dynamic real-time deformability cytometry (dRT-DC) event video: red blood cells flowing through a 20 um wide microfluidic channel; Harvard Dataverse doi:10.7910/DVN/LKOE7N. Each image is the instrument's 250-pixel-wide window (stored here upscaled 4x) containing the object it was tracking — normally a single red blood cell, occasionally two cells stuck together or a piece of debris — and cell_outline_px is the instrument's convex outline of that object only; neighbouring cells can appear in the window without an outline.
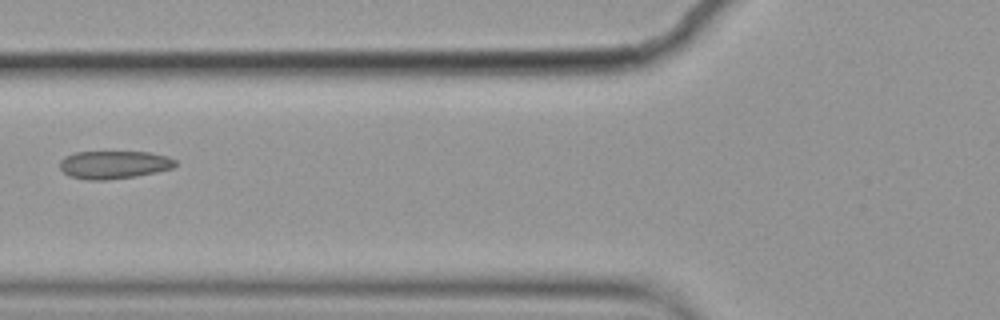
{"species": "common noctule bat (a hibernating species)", "species_latin": "Nyctalus noctula", "temperature_condition": "cold", "stored_images_in_passage": 8, "camera_frame_rate_fps": 3000, "um_per_image_px": 0.085, "animal": {"sex": "female", "body_mass_g": 19.9}, "frame": {"image": 1, "passage_image": 6, "time_ms": 1.667, "image_size_px": [1000, 320], "cell_outline_px": [[176, 164], [172, 168], [156, 172], [136, 176], [108, 180], [88, 180], [68, 176], [60, 168], [60, 160], [64, 156], [76, 152], [148, 152], [168, 156], [176, 160]], "centroid_in_image_um": [9.67, 14.0], "position_along_channel_um": 116.1, "area_um2": 18.9}}
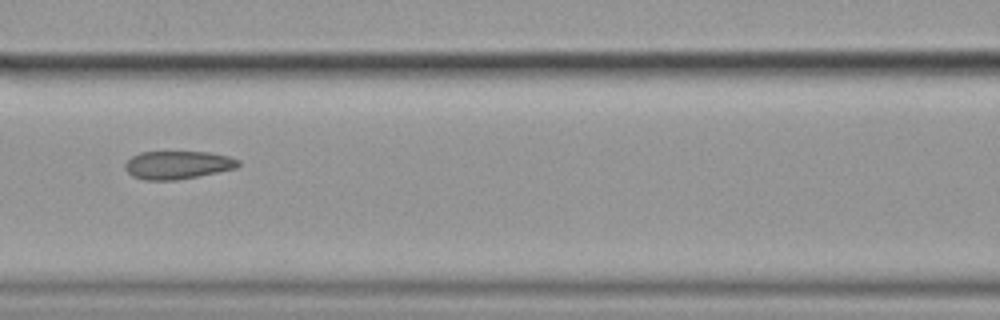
{"frame": {"image": 2, "passage_image": 7, "time_ms": 2.0, "image_size_px": [1000, 320], "cell_outline_px": [[240, 164], [236, 168], [176, 180], [144, 180], [132, 176], [124, 168], [124, 164], [132, 156], [140, 152], [208, 152], [228, 156], [240, 160]], "centroid_in_image_um": [15.07, 14.02], "position_along_channel_um": 151.5, "area_um2": 18.44}}
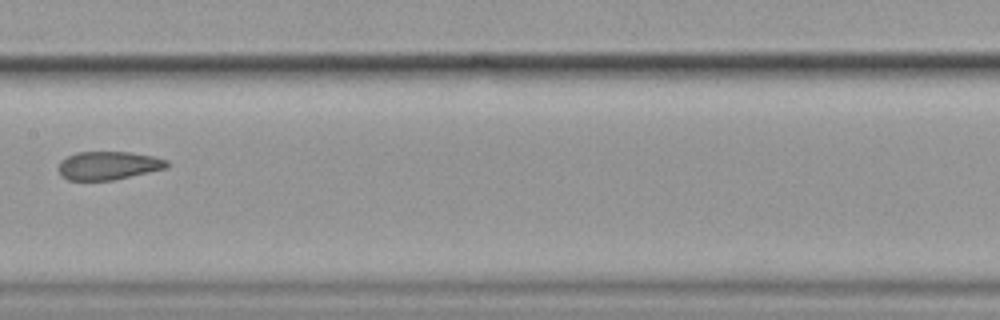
{"frame": {"image": 3, "passage_image": 8, "time_ms": 2.333, "image_size_px": [1000, 320], "cell_outline_px": [[168, 168], [112, 180], [68, 180], [60, 176], [56, 168], [60, 160], [76, 152], [128, 152], [152, 156], [168, 160]], "centroid_in_image_um": [9.16, 14.07], "position_along_channel_um": 198.2, "area_um2": 18.03}}